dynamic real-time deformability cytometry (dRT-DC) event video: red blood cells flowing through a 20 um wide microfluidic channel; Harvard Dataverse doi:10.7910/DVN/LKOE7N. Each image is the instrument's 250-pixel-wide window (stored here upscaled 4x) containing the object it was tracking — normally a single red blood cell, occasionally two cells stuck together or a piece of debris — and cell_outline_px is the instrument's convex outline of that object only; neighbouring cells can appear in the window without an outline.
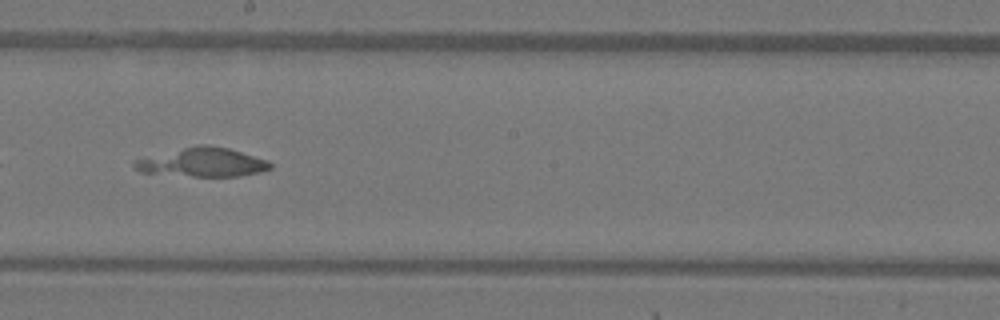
{"species": "Egyptian fruit bat (a non-hibernating species)", "species_latin": "Rousettus aegyptiacus", "temperature_condition": "warm", "stored_images_in_passage": 31, "camera_frame_rate_fps": 3000, "um_per_image_px": 0.085, "animal": {"sex": "female"}, "frame": {"image": 1, "passage_image": 14, "time_ms": 4.333, "image_size_px": [1000, 320], "cell_outline_px": [[272, 168], [260, 172], [240, 176], [192, 176], [140, 172], [132, 164], [136, 160], [196, 144], [208, 144], [228, 148], [268, 160], [272, 164]], "centroid_in_image_um": [17.27, 13.79], "position_along_channel_um": 230.9, "area_um2": 22.66}}
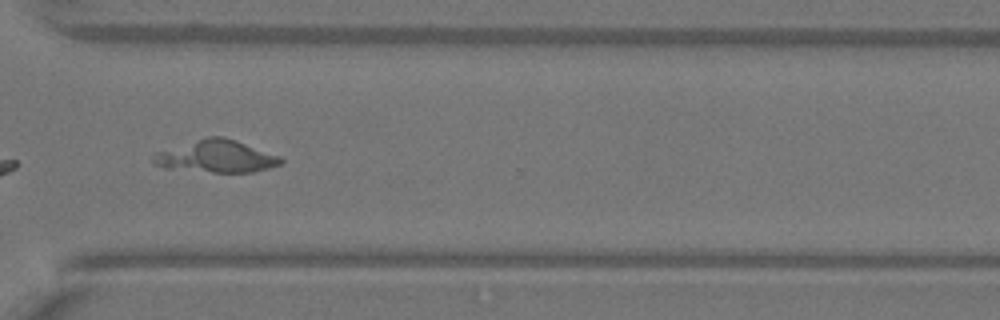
{"frame": {"image": 2, "passage_image": 23, "time_ms": 7.333, "image_size_px": [1000, 320], "cell_outline_px": [[284, 160], [280, 164], [268, 168], [252, 172], [212, 172], [164, 168], [152, 164], [152, 156], [156, 152], [208, 136], [224, 136], [236, 140], [280, 156]], "centroid_in_image_um": [18.36, 13.3], "position_along_channel_um": 352.2, "area_um2": 23.93}}